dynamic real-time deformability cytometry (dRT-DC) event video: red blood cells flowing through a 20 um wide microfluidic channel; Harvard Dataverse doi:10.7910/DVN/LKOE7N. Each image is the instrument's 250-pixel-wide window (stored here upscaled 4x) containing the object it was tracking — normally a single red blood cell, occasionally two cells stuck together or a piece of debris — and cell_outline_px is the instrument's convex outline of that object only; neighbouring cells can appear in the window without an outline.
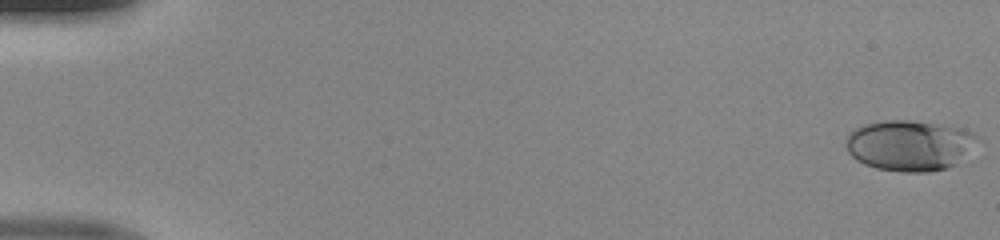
{"species": "human", "species_latin": "Homo sapiens", "temperature_condition": "room temperature", "stored_images_in_passage": 49, "camera_frame_rate_fps": 3000, "um_per_image_px": 0.085, "donor": {"sex": "male"}, "frame": {"image": 1, "passage_image": 1, "time_ms": 0.0, "image_size_px": [1000, 240], "cell_outline_px": [[980, 136], [956, 164], [948, 168], [928, 172], [900, 172], [876, 168], [864, 164], [856, 160], [848, 152], [844, 144], [844, 140], [856, 128], [864, 124], [880, 120], [908, 120], [948, 124], [972, 132]], "centroid_in_image_um": [77.28, 12.35], "position_along_channel_um": 7.7, "area_um2": 39.02}}
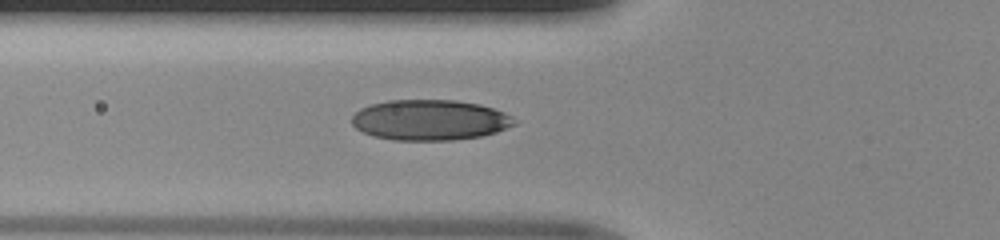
{"frame": {"image": 2, "passage_image": 19, "time_ms": 6.0, "image_size_px": [1000, 240], "cell_outline_px": [[516, 124], [496, 132], [480, 136], [452, 140], [392, 140], [372, 136], [356, 128], [352, 124], [352, 116], [360, 108], [372, 104], [388, 100], [456, 100], [480, 104], [504, 112], [512, 116], [516, 120]], "centroid_in_image_um": [36.54, 10.2], "position_along_channel_um": 89.3, "area_um2": 38.44}}
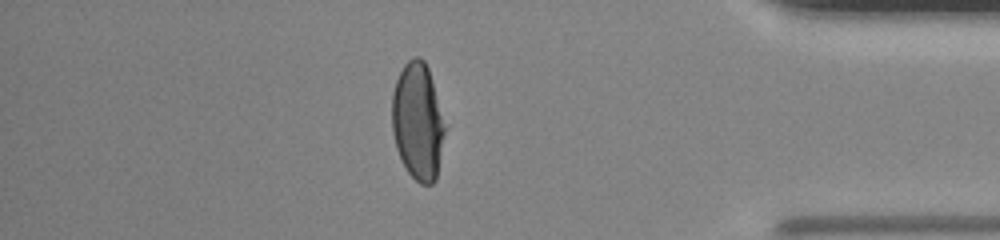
{"frame": {"image": 3, "passage_image": 43, "time_ms": 14.0, "image_size_px": [1000, 240], "cell_outline_px": [[448, 124], [436, 180], [432, 184], [420, 184], [408, 172], [396, 148], [392, 132], [392, 92], [396, 80], [404, 64], [412, 56], [420, 56], [424, 60], [428, 68]], "centroid_in_image_um": [35.55, 10.3], "position_along_channel_um": 399.6, "area_um2": 36.99}}